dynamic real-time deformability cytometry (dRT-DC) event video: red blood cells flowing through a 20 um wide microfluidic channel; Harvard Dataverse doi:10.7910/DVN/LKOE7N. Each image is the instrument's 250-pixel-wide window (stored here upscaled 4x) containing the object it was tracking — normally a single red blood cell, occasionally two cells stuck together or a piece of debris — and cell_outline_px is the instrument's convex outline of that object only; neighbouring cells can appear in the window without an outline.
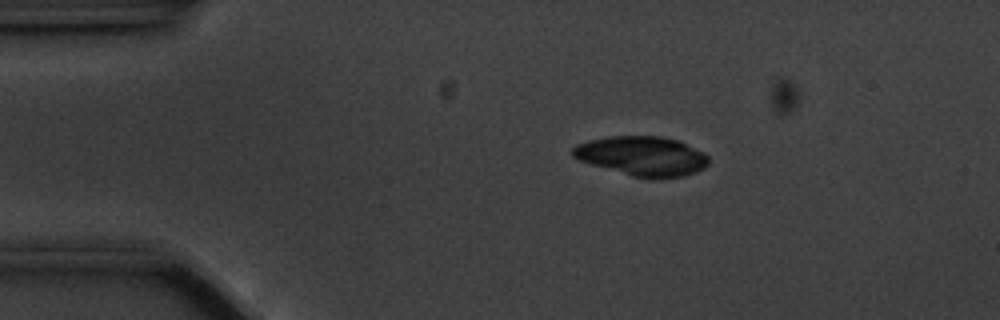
{"species": "common noctule bat (a hibernating species)", "species_latin": "Nyctalus noctula", "temperature_condition": "cold", "stored_images_in_passage": 50, "camera_frame_rate_fps": 3000, "um_per_image_px": 0.085, "animal": {"sex": "male", "body_mass_g": 20.1, "forearm_length_mm": 53.5}, "frame": {"image": 1, "passage_image": 4, "time_ms": 1.0, "image_size_px": [1000, 320], "cell_outline_px": [[708, 164], [704, 168], [696, 172], [684, 176], [660, 180], [652, 180], [632, 176], [592, 164], [580, 160], [572, 156], [572, 148], [576, 144], [588, 140], [608, 136], [660, 136], [676, 140], [704, 152], [708, 156]], "centroid_in_image_um": [54.6, 13.28], "position_along_channel_um": 30.4, "area_um2": 31.5}}